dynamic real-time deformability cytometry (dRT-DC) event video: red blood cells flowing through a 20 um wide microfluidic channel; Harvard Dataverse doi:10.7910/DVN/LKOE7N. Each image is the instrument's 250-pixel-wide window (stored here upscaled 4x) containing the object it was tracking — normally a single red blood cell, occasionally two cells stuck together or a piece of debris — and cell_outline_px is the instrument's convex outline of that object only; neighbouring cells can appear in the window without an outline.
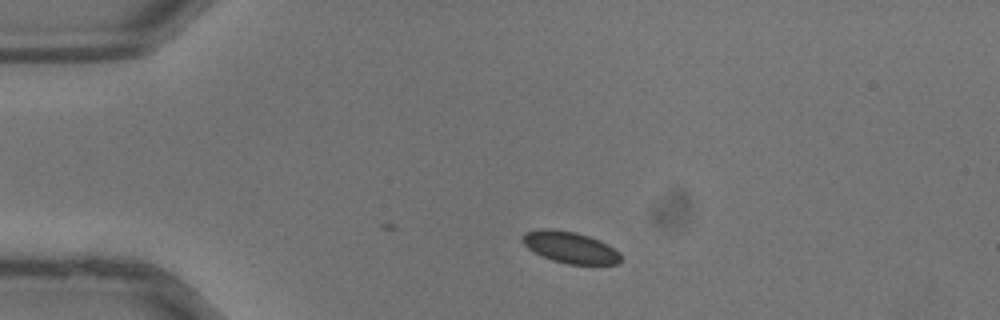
{"species": "common noctule bat (a hibernating species)", "species_latin": "Nyctalus noctula", "temperature_condition": "warm", "stored_images_in_passage": 29, "camera_frame_rate_fps": 3000, "um_per_image_px": 0.085, "animal": {"sex": "male", "body_mass_g": 13.3}, "frame": {"image": 1, "passage_image": 1, "time_ms": 0.0, "image_size_px": [1000, 320], "cell_outline_px": [[620, 260], [616, 264], [568, 264], [552, 260], [528, 248], [520, 240], [520, 236], [524, 232], [540, 228], [548, 228], [576, 232], [600, 240], [608, 244], [620, 252]], "centroid_in_image_um": [48.43, 21.0], "position_along_channel_um": 36.6, "area_um2": 18.09}}
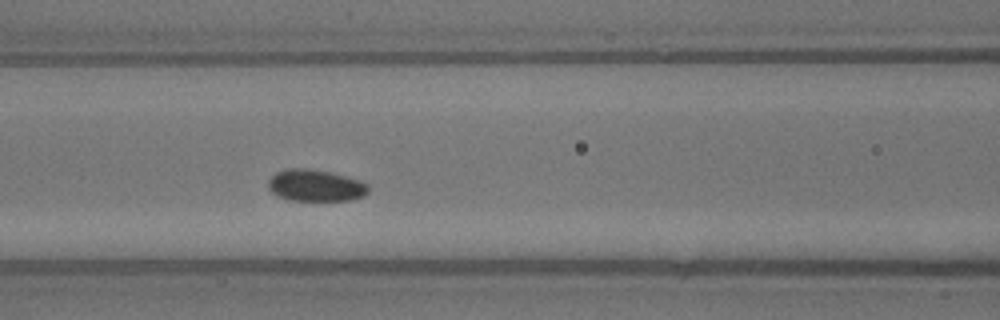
{"frame": {"image": 2, "passage_image": 9, "time_ms": 2.667, "image_size_px": [1000, 320], "cell_outline_px": [[368, 192], [364, 196], [348, 200], [288, 200], [272, 192], [268, 188], [268, 180], [276, 172], [288, 168], [308, 168], [332, 172], [360, 180], [368, 184]], "centroid_in_image_um": [26.82, 15.75], "position_along_channel_um": 139.8, "area_um2": 18.55}}
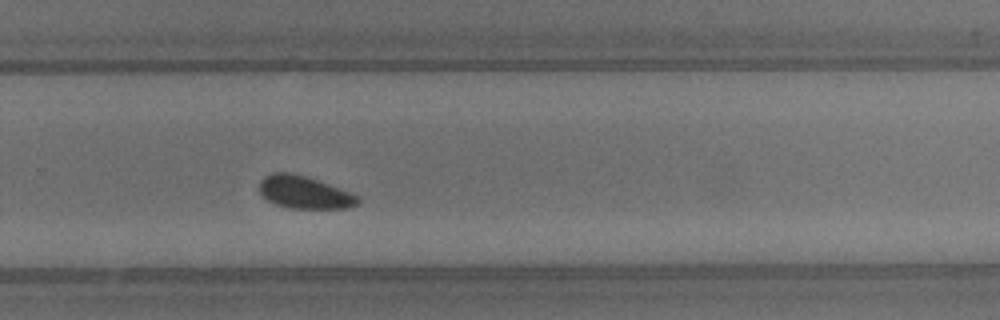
{"frame": {"image": 3, "passage_image": 18, "time_ms": 5.667, "image_size_px": [1000, 320], "cell_outline_px": [[360, 200], [356, 204], [348, 208], [288, 208], [276, 204], [260, 196], [260, 180], [264, 176], [272, 172], [292, 172], [308, 176], [352, 192], [360, 196]], "centroid_in_image_um": [25.87, 16.33], "position_along_channel_um": 303.9, "area_um2": 19.02}}